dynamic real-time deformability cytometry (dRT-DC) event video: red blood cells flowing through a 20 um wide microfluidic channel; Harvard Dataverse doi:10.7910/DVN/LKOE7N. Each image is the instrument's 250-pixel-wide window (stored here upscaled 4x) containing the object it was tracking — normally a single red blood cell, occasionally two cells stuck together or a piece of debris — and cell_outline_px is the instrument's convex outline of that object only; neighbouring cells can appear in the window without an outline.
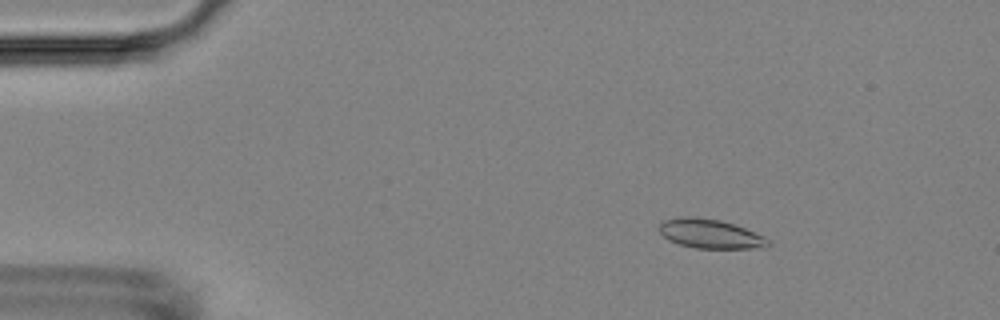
{"species": "Egyptian fruit bat (a non-hibernating species)", "species_latin": "Rousettus aegyptiacus", "temperature_condition": "room temperature", "stored_images_in_passage": 14, "camera_frame_rate_fps": 3000, "um_per_image_px": 0.085, "animal": {"sex": "female"}, "frame": {"image": 1, "passage_image": 3, "time_ms": 2.0, "image_size_px": [1000, 320], "cell_outline_px": [[772, 244], [768, 248], [696, 248], [680, 244], [668, 240], [656, 228], [664, 220], [684, 216], [692, 216], [720, 220], [744, 228], [764, 236], [772, 240]], "centroid_in_image_um": [60.4, 19.88], "position_along_channel_um": 24.6, "area_um2": 18.67}}
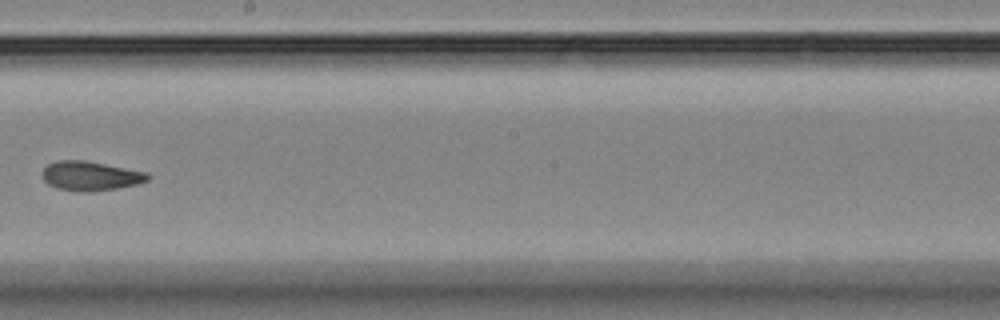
{"frame": {"image": 2, "passage_image": 9, "time_ms": 10.0, "image_size_px": [1000, 320], "cell_outline_px": [[152, 176], [148, 180], [136, 184], [116, 188], [92, 192], [80, 192], [56, 188], [48, 184], [40, 176], [44, 168], [48, 164], [56, 160], [84, 160], [148, 172]], "centroid_in_image_um": [7.67, 14.95], "position_along_channel_um": 240.5, "area_um2": 18.21}}
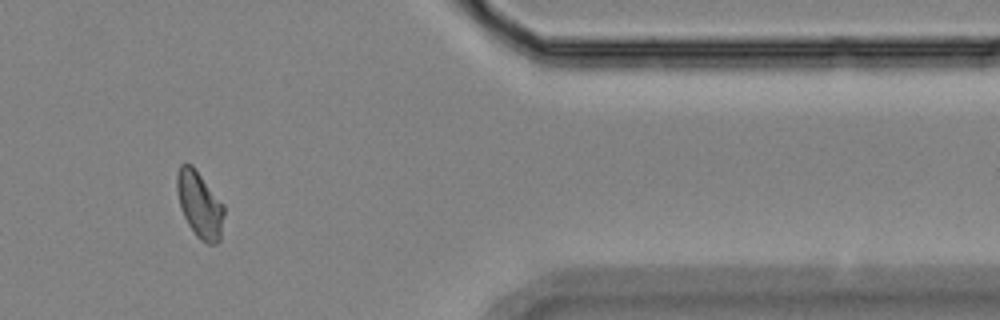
{"frame": {"image": 3, "passage_image": 13, "time_ms": 15.0, "image_size_px": [1000, 320], "cell_outline_px": [[224, 216], [220, 240], [216, 244], [208, 244], [200, 240], [196, 236], [188, 224], [180, 208], [176, 188], [176, 176], [180, 164], [192, 164], [224, 204]], "centroid_in_image_um": [16.97, 17.4], "position_along_channel_um": 394.4, "area_um2": 18.38}, "authors_computed_cell_mechanics": {"area_um2": 18.2648, "velocity_mm_per_s": 3.5884, "shape_relaxation_time_tau1_ms": 8.6086, "shape_relaxation_time_tau2_ms": 2.5988, "deformation_change_tau1": 0.1504, "deformation_change_tau2": 0.0793}}